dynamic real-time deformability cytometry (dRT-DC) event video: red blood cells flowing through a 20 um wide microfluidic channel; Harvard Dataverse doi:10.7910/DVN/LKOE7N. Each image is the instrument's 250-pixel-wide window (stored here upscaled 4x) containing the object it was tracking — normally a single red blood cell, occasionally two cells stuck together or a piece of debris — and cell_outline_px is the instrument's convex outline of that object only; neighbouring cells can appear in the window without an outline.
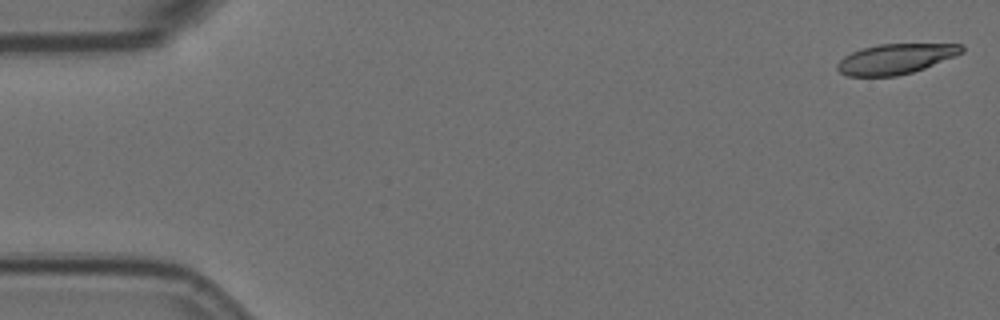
{"species": "Egyptian fruit bat (a non-hibernating species)", "species_latin": "Rousettus aegyptiacus", "temperature_condition": "room temperature", "stored_images_in_passage": 56, "camera_frame_rate_fps": 3000, "um_per_image_px": 0.085, "animal": {"sex": "female"}, "frame": {"image": 1, "passage_image": 1, "time_ms": 0.0, "image_size_px": [1000, 320], "cell_outline_px": [[964, 52], [924, 68], [912, 72], [896, 76], [848, 76], [840, 72], [836, 68], [836, 64], [844, 56], [852, 52], [864, 48], [880, 44], [964, 44]], "centroid_in_image_um": [76.12, 5.0], "position_along_channel_um": 8.9, "area_um2": 21.68}}
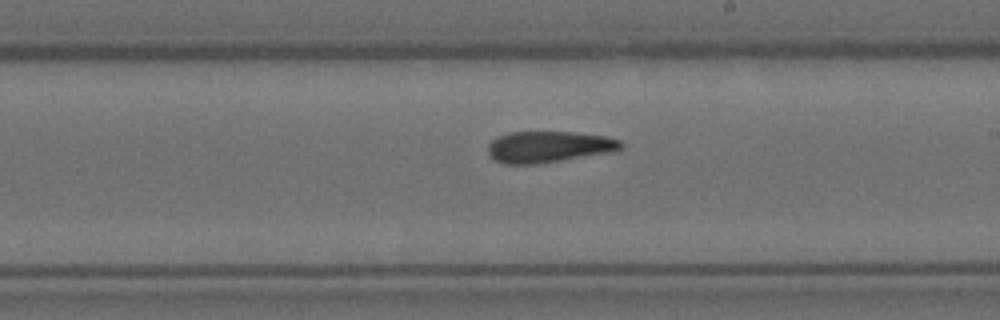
{"frame": {"image": 2, "passage_image": 32, "time_ms": 10.333, "image_size_px": [1000, 320], "cell_outline_px": [[624, 148], [616, 152], [536, 164], [504, 164], [496, 160], [488, 152], [488, 144], [496, 136], [508, 132], [576, 132], [604, 136], [620, 140], [624, 144]], "centroid_in_image_um": [46.69, 12.48], "position_along_channel_um": 242.3, "area_um2": 24.57}}
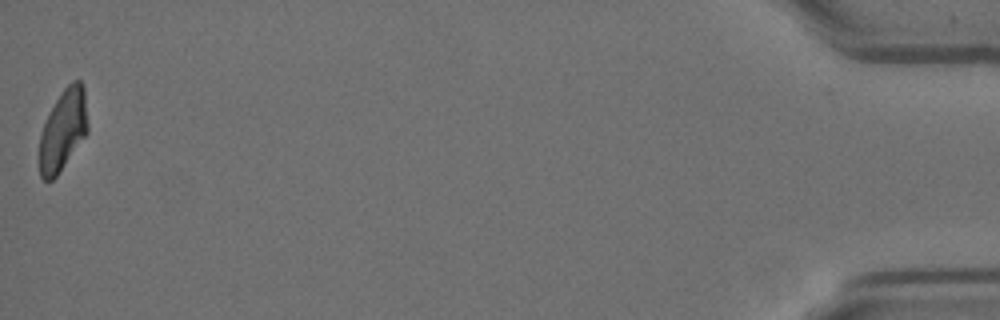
{"frame": {"image": 3, "passage_image": 56, "time_ms": 18.333, "image_size_px": [1000, 320], "cell_outline_px": [[88, 132], [56, 176], [52, 180], [44, 180], [40, 176], [40, 132], [60, 92], [72, 80], [80, 80], [84, 88], [88, 124]], "centroid_in_image_um": [5.37, 11.03], "position_along_channel_um": 429.8, "area_um2": 22.54}, "authors_computed_cell_mechanics": {"area_um2": 24.3049, "velocity_mm_per_s": 3.5759, "shape_relaxation_time_tau1_ms": null, "shape_relaxation_time_tau2_ms": 7.8722, "deformation_change_tau1": null, "deformation_change_tau2": 0.1912}}